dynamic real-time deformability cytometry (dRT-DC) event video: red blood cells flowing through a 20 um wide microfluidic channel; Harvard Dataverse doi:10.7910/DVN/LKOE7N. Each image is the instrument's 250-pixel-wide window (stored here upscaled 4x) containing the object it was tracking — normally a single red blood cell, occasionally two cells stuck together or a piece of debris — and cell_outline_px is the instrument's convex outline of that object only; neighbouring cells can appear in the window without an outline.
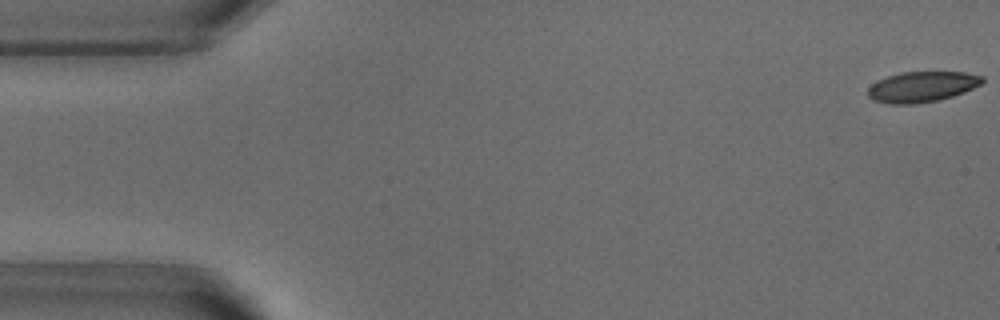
{"species": "common noctule bat (a hibernating species)", "species_latin": "Nyctalus noctula", "temperature_condition": "warm", "stored_images_in_passage": 53, "camera_frame_rate_fps": 3000, "um_per_image_px": 0.085, "animal": {"sex": "male", "body_mass_g": 18.8}, "frame": {"image": 1, "passage_image": 1, "time_ms": 0.0, "image_size_px": [1000, 320], "cell_outline_px": [[984, 80], [980, 84], [964, 92], [952, 96], [936, 100], [912, 104], [888, 104], [872, 100], [868, 96], [868, 88], [876, 80], [900, 72], [964, 72], [984, 76]], "centroid_in_image_um": [78.33, 7.37], "position_along_channel_um": 6.7, "area_um2": 20.35}}
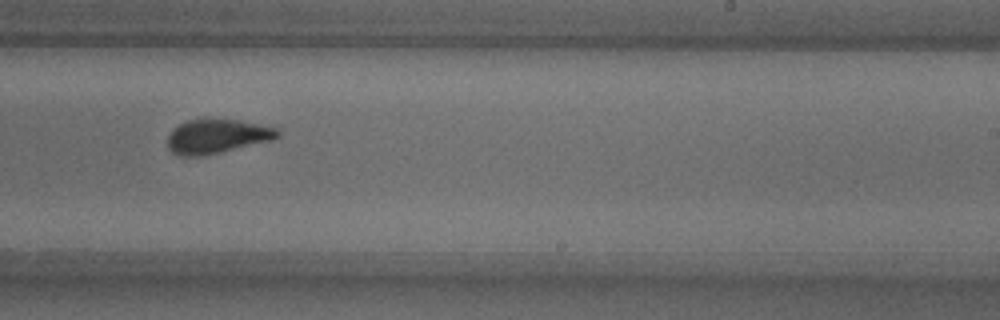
{"frame": {"image": 2, "passage_image": 32, "time_ms": 10.333, "image_size_px": [1000, 320], "cell_outline_px": [[280, 136], [272, 140], [220, 152], [200, 156], [176, 156], [168, 148], [168, 136], [172, 128], [188, 120], [236, 120], [276, 128], [280, 132]], "centroid_in_image_um": [18.41, 11.61], "position_along_channel_um": 270.6, "area_um2": 21.56}}
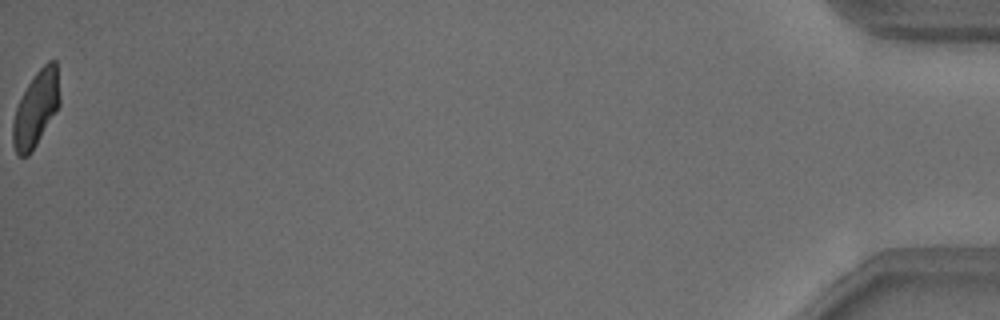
{"frame": {"image": 3, "passage_image": 53, "time_ms": 17.333, "image_size_px": [1000, 320], "cell_outline_px": [[60, 104], [36, 144], [28, 156], [16, 156], [12, 144], [12, 120], [16, 108], [28, 84], [36, 72], [48, 60], [56, 60], [60, 96]], "centroid_in_image_um": [3.04, 9.25], "position_along_channel_um": 432.2, "area_um2": 20.46}, "authors_computed_cell_mechanics": {"area_um2": 21.8484, "velocity_mm_per_s": 3.8083, "shape_relaxation_time_tau1_ms": 5.2525, "shape_relaxation_time_tau2_ms": 1.3449, "deformation_change_tau1": 0.1433, "deformation_change_tau2": 0.0744}}